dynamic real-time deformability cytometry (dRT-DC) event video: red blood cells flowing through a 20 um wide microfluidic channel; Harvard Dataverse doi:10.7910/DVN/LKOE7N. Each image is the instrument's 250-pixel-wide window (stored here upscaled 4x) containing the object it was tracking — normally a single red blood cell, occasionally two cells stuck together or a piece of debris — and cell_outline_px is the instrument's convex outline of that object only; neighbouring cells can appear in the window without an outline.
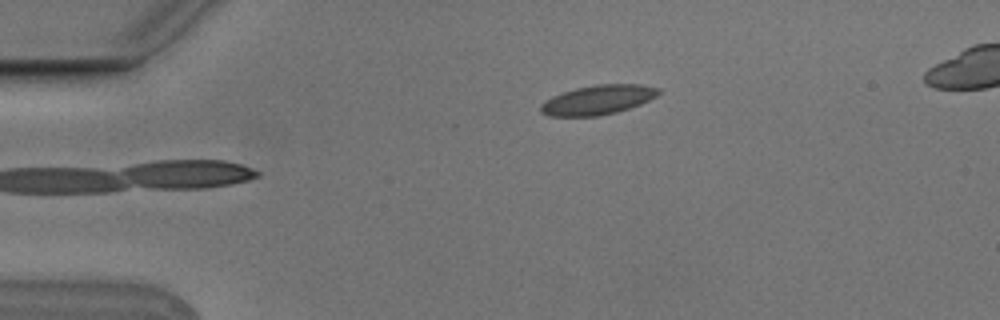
{"species": "Egyptian fruit bat (a non-hibernating species)", "species_latin": "Rousettus aegyptiacus", "temperature_condition": "cold", "stored_images_in_passage": 5, "camera_frame_rate_fps": 3000, "um_per_image_px": 0.085, "animal": {"sex": "male"}, "frame": {"image": 1, "passage_image": 5, "time_ms": 1.333, "image_size_px": [1000, 320], "cell_outline_px": [[660, 92], [656, 96], [640, 104], [616, 112], [596, 116], [548, 116], [540, 112], [540, 104], [544, 100], [552, 96], [576, 88], [596, 84], [640, 84], [660, 88]], "centroid_in_image_um": [50.79, 8.48], "position_along_channel_um": 34.2, "area_um2": 20.17}}